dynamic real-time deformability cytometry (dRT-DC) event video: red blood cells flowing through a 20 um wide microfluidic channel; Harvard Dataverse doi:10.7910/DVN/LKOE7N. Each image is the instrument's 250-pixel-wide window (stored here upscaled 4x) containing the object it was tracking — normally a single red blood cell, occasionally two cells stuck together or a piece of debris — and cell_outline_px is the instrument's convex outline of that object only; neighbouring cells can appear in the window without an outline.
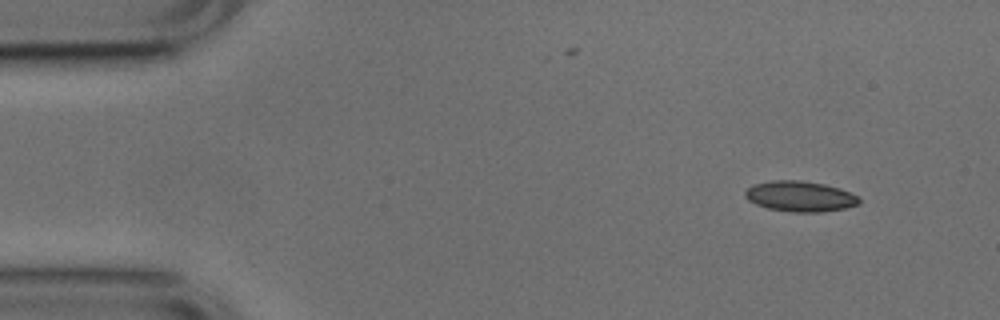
{"species": "common noctule bat (a hibernating species)", "species_latin": "Nyctalus noctula", "temperature_condition": "cold", "stored_images_in_passage": 49, "camera_frame_rate_fps": 3000, "um_per_image_px": 0.085, "animal": {"sex": "male", "body_mass_g": 17.9, "forearm_length_mm": 54.2}, "frame": {"image": 1, "passage_image": 1, "time_ms": 0.0, "image_size_px": [1000, 320], "cell_outline_px": [[860, 204], [844, 208], [820, 212], [792, 212], [768, 208], [756, 204], [748, 200], [744, 196], [744, 192], [752, 184], [772, 180], [800, 180], [824, 184], [840, 188], [856, 196], [860, 200]], "centroid_in_image_um": [67.97, 16.68], "position_along_channel_um": 17.0, "area_um2": 20.23}}
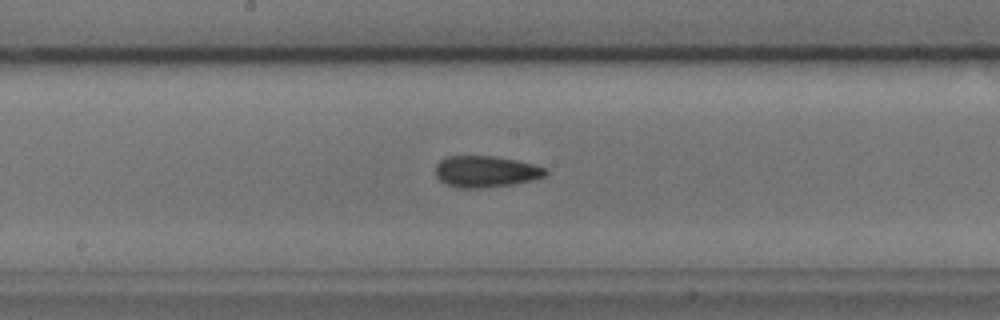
{"frame": {"image": 2, "passage_image": 23, "time_ms": 7.333, "image_size_px": [1000, 320], "cell_outline_px": [[548, 172], [544, 176], [532, 180], [512, 184], [480, 188], [456, 188], [440, 180], [436, 176], [436, 164], [440, 160], [448, 156], [492, 156], [516, 160], [548, 168]], "centroid_in_image_um": [41.29, 14.58], "position_along_channel_um": 206.9, "area_um2": 20.06}}
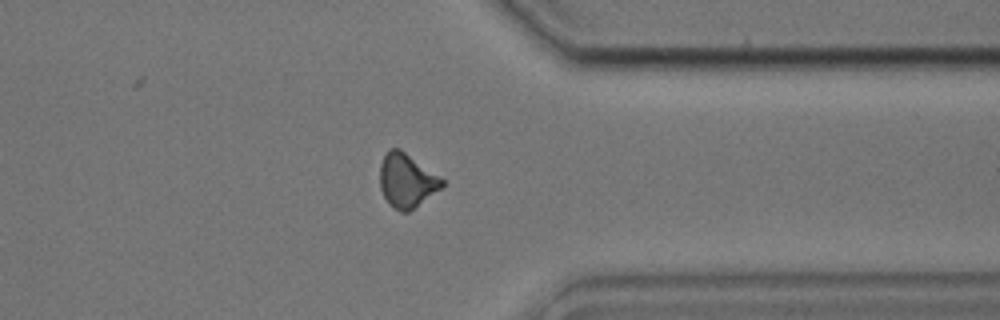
{"frame": {"image": 3, "passage_image": 37, "time_ms": 12.0, "image_size_px": [1000, 320], "cell_outline_px": [[444, 184], [440, 188], [408, 212], [400, 212], [388, 204], [380, 188], [380, 164], [388, 148], [400, 148], [440, 176], [444, 180]], "centroid_in_image_um": [34.54, 15.33], "position_along_channel_um": 376.9, "area_um2": 19.42}, "authors_computed_cell_mechanics": {"area_um2": 19.5364, "velocity_mm_per_s": 3.7766, "shape_relaxation_time_tau1_ms": 8.2557, "shape_relaxation_time_tau2_ms": 5.2599, "deformation_change_tau1": 0.1406, "deformation_change_tau2": 0.1169}}